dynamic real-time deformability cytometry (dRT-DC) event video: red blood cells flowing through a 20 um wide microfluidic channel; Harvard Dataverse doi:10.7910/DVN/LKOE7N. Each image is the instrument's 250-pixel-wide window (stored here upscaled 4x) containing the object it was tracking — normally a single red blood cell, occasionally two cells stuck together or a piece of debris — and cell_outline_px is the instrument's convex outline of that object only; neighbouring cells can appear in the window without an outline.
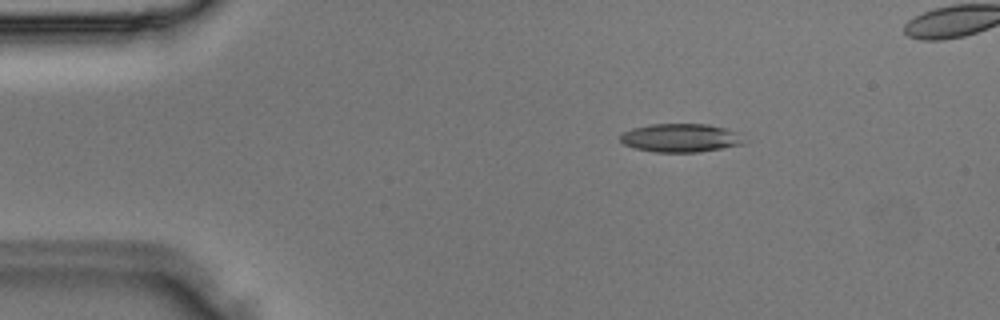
{"species": "Egyptian fruit bat (a non-hibernating species)", "species_latin": "Rousettus aegyptiacus", "temperature_condition": "room temperature", "stored_images_in_passage": 3, "camera_frame_rate_fps": 3000, "um_per_image_px": 0.085, "animal": {"sex": "male"}, "frame": {"image": 1, "passage_image": 1, "time_ms": 0.0, "image_size_px": [1000, 320], "cell_outline_px": [[748, 140], [744, 144], [700, 152], [656, 152], [636, 148], [624, 144], [620, 140], [620, 136], [624, 132], [632, 128], [652, 124], [708, 124], [740, 132]], "centroid_in_image_um": [57.93, 11.72], "position_along_channel_um": 27.1, "area_um2": 20.69}}